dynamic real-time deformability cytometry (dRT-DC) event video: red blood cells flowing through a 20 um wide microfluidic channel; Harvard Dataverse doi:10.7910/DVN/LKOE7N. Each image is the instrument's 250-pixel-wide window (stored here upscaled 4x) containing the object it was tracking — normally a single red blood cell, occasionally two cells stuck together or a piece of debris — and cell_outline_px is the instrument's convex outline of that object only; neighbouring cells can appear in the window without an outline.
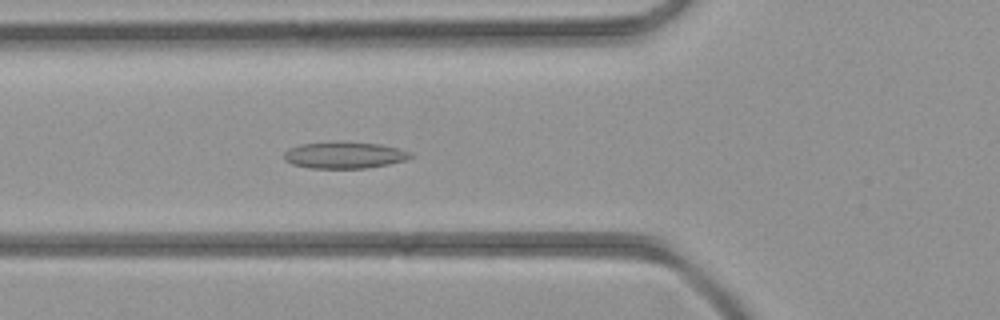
{"species": "common noctule bat (a hibernating species)", "species_latin": "Nyctalus noctula", "temperature_condition": "room temperature", "stored_images_in_passage": 39, "camera_frame_rate_fps": 3000, "um_per_image_px": 0.085, "animal": {"sex": "female", "body_mass_g": 21.9}, "frame": {"image": 1, "passage_image": 11, "time_ms": 3.333, "image_size_px": [1000, 320], "cell_outline_px": [[416, 156], [408, 160], [388, 164], [364, 168], [308, 168], [292, 164], [284, 160], [284, 152], [288, 148], [300, 144], [340, 140], [380, 144], [412, 152]], "centroid_in_image_um": [29.28, 13.17], "position_along_channel_um": 96.5, "area_um2": 20.11}}
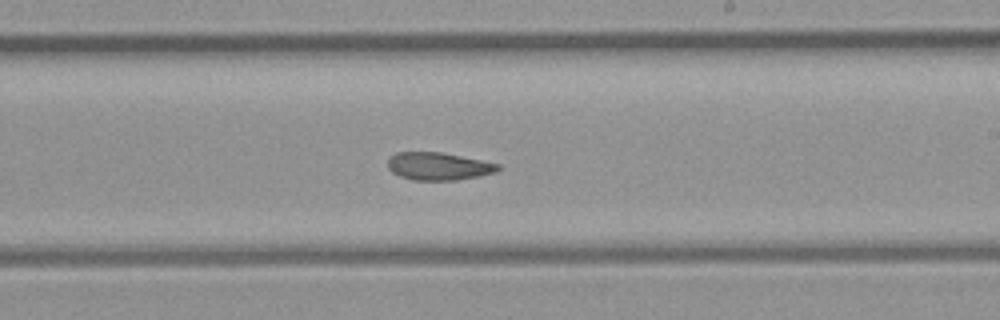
{"frame": {"image": 2, "passage_image": 21, "time_ms": 6.667, "image_size_px": [1000, 320], "cell_outline_px": [[500, 168], [496, 172], [480, 176], [456, 180], [412, 180], [400, 176], [392, 172], [388, 168], [388, 160], [396, 152], [440, 152], [500, 164]], "centroid_in_image_um": [37.27, 14.14], "position_along_channel_um": 251.7, "area_um2": 17.69}}
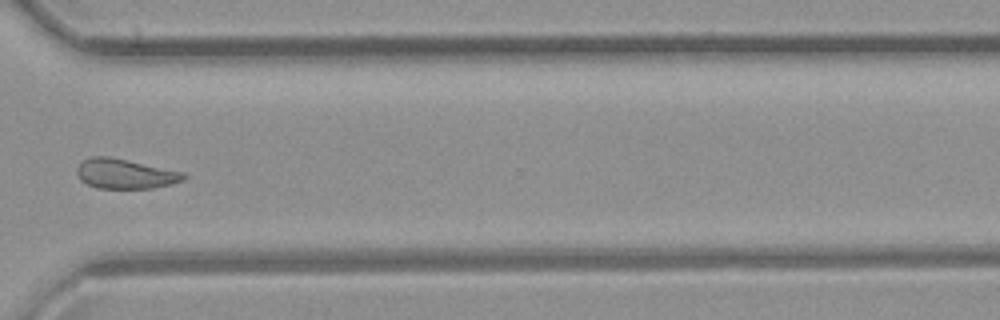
{"frame": {"image": 3, "passage_image": 28, "time_ms": 9.0, "image_size_px": [1000, 320], "cell_outline_px": [[188, 176], [184, 180], [152, 188], [96, 188], [80, 180], [76, 172], [76, 168], [84, 160], [92, 156], [108, 156], [128, 160], [184, 172]], "centroid_in_image_um": [10.63, 14.77], "position_along_channel_um": 360.0, "area_um2": 18.44}}